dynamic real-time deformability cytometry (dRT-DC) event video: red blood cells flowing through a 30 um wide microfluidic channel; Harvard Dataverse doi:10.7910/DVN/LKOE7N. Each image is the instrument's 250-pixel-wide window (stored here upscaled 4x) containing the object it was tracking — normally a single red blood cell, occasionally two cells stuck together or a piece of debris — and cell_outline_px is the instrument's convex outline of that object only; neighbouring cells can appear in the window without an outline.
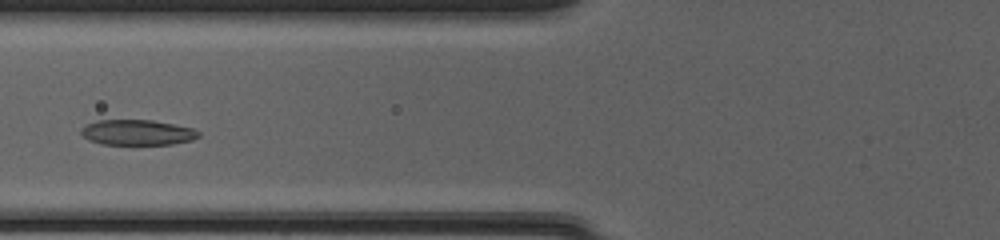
{"species": "common noctule bat (a hibernating species)", "species_latin": "Nyctalus noctula", "temperature_condition": "cold", "stored_images_in_passage": 41, "camera_frame_rate_fps": 3000, "um_per_image_px": 0.085, "animal": {"sex": "female", "body_mass_g": 20.0, "forearm_length_mm": 54.0}, "frame": {"image": 1, "passage_image": 12, "time_ms": 3.667, "image_size_px": [1000, 240], "cell_outline_px": [[200, 136], [192, 140], [172, 144], [100, 144], [88, 140], [80, 132], [80, 128], [84, 124], [96, 120], [152, 120], [192, 128], [200, 132]], "centroid_in_image_um": [11.63, 11.25], "position_along_channel_um": 114.2, "area_um2": 17.46}}
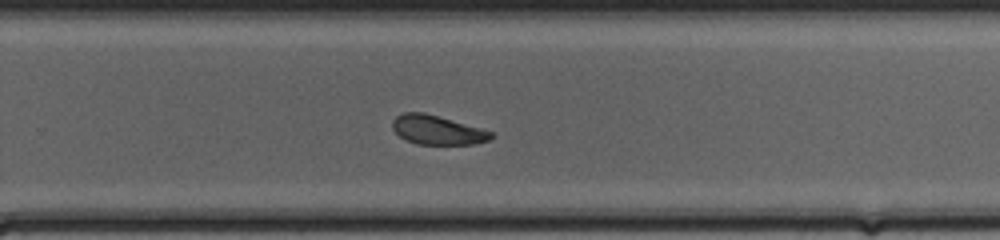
{"frame": {"image": 2, "passage_image": 25, "time_ms": 8.0, "image_size_px": [1000, 240], "cell_outline_px": [[496, 136], [488, 140], [472, 144], [416, 144], [404, 140], [392, 128], [392, 120], [396, 116], [404, 112], [424, 112], [480, 128], [492, 132]], "centroid_in_image_um": [37.14, 11.05], "position_along_channel_um": 292.7, "area_um2": 16.7}}
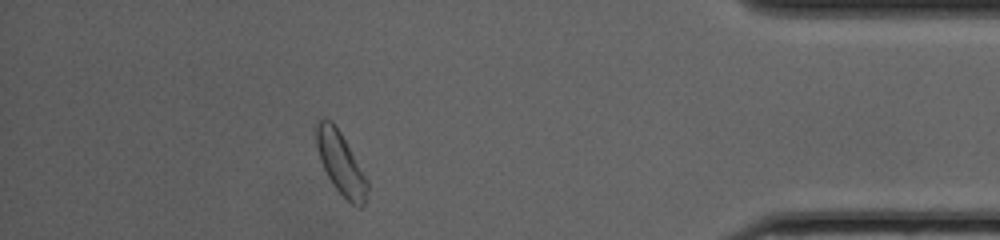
{"frame": {"image": 3, "passage_image": 36, "time_ms": 11.667, "image_size_px": [1000, 240], "cell_outline_px": [[368, 188], [364, 204], [360, 208], [356, 208], [332, 184], [320, 160], [316, 148], [316, 124], [324, 116], [332, 120], [340, 132], [368, 180]], "centroid_in_image_um": [28.95, 13.86], "position_along_channel_um": 406.2, "area_um2": 18.38}, "authors_computed_cell_mechanics": {"area_um2": 17.7446, "velocity_mm_per_s": 4.1314, "shape_relaxation_time_tau1_ms": 4.7973, "shape_relaxation_time_tau2_ms": 1.987, "deformation_change_tau1": 0.1338, "deformation_change_tau2": 0.0825}}